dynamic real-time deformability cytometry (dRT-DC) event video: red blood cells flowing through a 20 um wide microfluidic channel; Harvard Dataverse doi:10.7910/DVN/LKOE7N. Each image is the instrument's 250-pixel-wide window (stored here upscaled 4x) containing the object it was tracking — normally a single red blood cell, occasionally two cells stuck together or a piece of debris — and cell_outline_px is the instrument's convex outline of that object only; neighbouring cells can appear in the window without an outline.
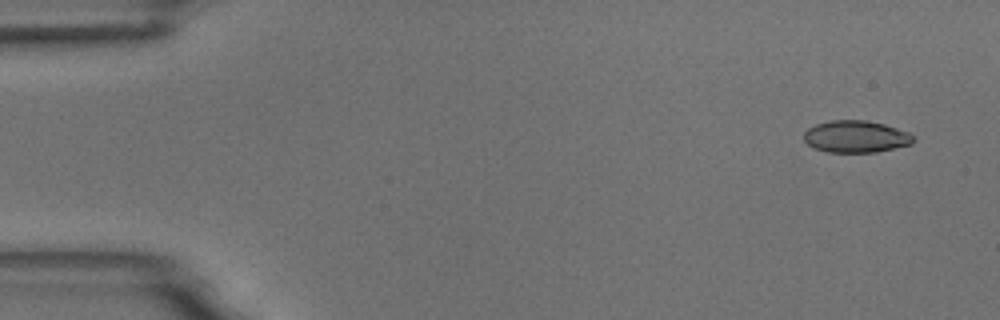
{"species": "common noctule bat (a hibernating species)", "species_latin": "Nyctalus noctula", "temperature_condition": "room temperature", "stored_images_in_passage": 4, "camera_frame_rate_fps": 3000, "um_per_image_px": 0.085, "animal": {"sex": "male", "body_mass_g": 18.8}, "frame": {"image": 1, "passage_image": 1, "time_ms": 0.0, "image_size_px": [1000, 320], "cell_outline_px": [[916, 140], [912, 144], [876, 152], [828, 152], [816, 148], [808, 144], [804, 140], [804, 132], [808, 128], [816, 124], [832, 120], [864, 120], [884, 124], [908, 132]], "centroid_in_image_um": [72.75, 11.61], "position_along_channel_um": 12.2, "area_um2": 20.29}}
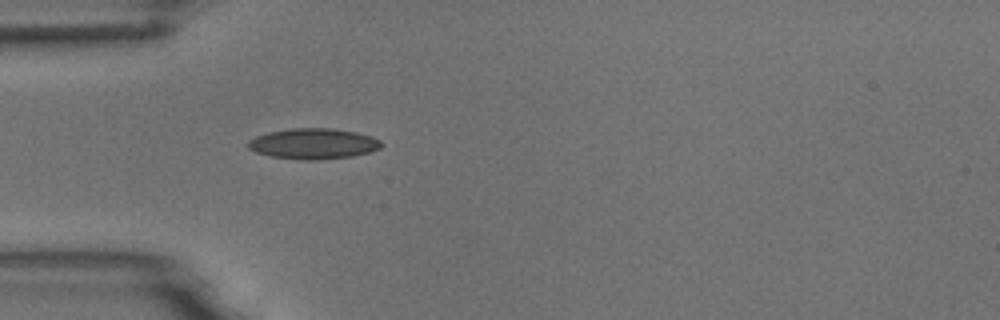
{"frame": {"image": 2, "passage_image": 4, "time_ms": 4.333, "image_size_px": [1000, 320], "cell_outline_px": [[384, 144], [380, 148], [368, 152], [352, 156], [316, 160], [304, 160], [272, 156], [256, 152], [248, 148], [248, 140], [256, 136], [268, 132], [292, 128], [332, 128], [356, 132], [372, 136], [380, 140]], "centroid_in_image_um": [26.65, 12.21], "position_along_channel_um": 58.4, "area_um2": 23.76}}